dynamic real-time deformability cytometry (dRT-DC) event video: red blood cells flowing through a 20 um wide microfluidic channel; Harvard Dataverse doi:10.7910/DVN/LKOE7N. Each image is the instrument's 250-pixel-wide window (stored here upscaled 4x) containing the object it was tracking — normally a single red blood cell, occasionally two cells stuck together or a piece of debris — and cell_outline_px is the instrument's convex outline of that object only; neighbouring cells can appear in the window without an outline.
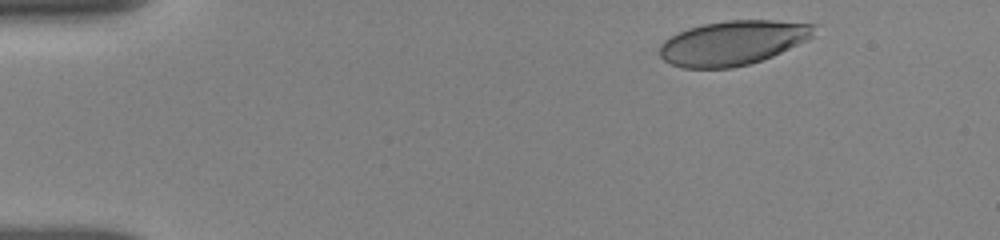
{"species": "human", "species_latin": "Homo sapiens", "temperature_condition": "room temperature", "stored_images_in_passage": 23, "camera_frame_rate_fps": 3000, "um_per_image_px": 0.085, "donor": {"sex": "female"}, "frame": {"image": 1, "passage_image": 1, "time_ms": 0.0, "image_size_px": [1000, 240], "cell_outline_px": [[816, 24], [812, 36], [772, 56], [748, 64], [732, 68], [684, 68], [672, 64], [664, 60], [660, 56], [660, 44], [664, 40], [688, 28], [704, 24], [728, 20], [772, 20]], "centroid_in_image_um": [62.25, 3.64], "position_along_channel_um": 22.7, "area_um2": 39.48}}
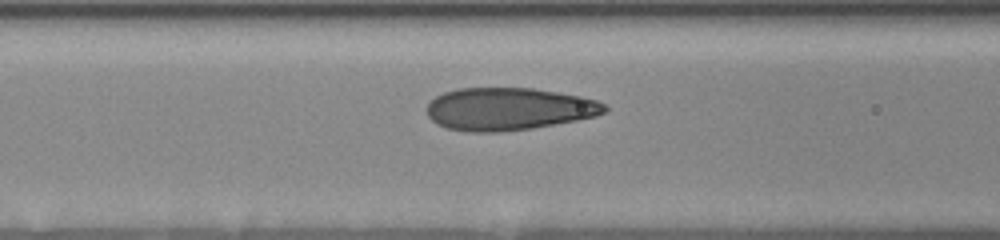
{"frame": {"image": 2, "passage_image": 15, "time_ms": 5.0, "image_size_px": [1000, 240], "cell_outline_px": [[608, 112], [596, 116], [576, 120], [532, 128], [500, 132], [468, 132], [448, 128], [436, 124], [428, 116], [424, 108], [436, 96], [444, 92], [460, 88], [532, 88], [580, 96], [596, 100], [604, 104], [608, 108]], "centroid_in_image_um": [43.21, 9.26], "position_along_channel_um": 123.4, "area_um2": 44.16}}
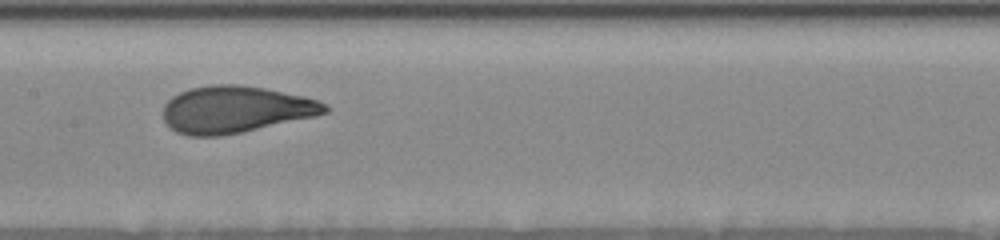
{"frame": {"image": 3, "passage_image": 22, "time_ms": 6.667, "image_size_px": [1000, 240], "cell_outline_px": [[328, 112], [312, 116], [244, 132], [220, 136], [188, 136], [176, 132], [164, 120], [164, 104], [172, 96], [188, 88], [212, 84], [236, 84], [264, 88], [304, 96], [328, 104]], "centroid_in_image_um": [19.98, 9.3], "position_along_channel_um": 187.4, "area_um2": 44.1}}